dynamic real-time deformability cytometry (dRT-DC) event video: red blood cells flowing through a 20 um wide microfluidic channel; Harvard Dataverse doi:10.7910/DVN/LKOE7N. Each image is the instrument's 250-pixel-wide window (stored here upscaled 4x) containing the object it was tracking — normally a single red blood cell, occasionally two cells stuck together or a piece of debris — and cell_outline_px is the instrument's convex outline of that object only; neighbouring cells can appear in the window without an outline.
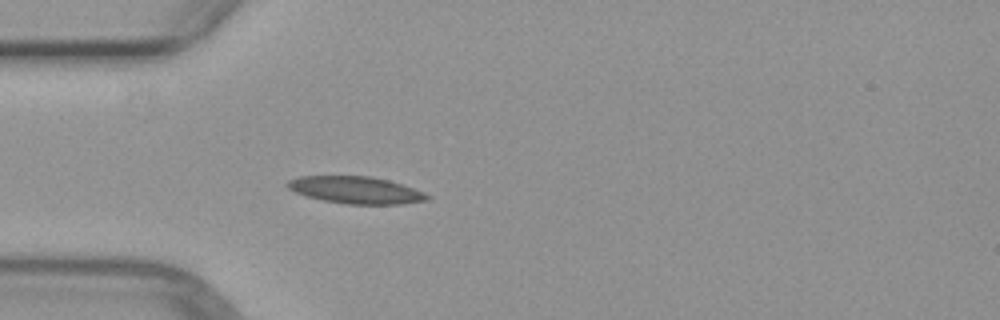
{"species": "common noctule bat (a hibernating species)", "species_latin": "Nyctalus noctula", "temperature_condition": "warm", "stored_images_in_passage": 1, "camera_frame_rate_fps": 3000, "um_per_image_px": 0.085, "animal": {"sex": "female", "body_mass_g": 29.2, "forearm_length_mm": 56.3}, "frame": {"image": 1, "passage_image": 1, "time_ms": 0.0, "image_size_px": [1000, 320], "cell_outline_px": [[432, 196], [428, 200], [400, 204], [344, 204], [324, 200], [308, 196], [296, 192], [288, 188], [284, 184], [288, 180], [300, 176], [372, 176], [388, 180], [424, 192]], "centroid_in_image_um": [30.24, 16.15], "position_along_channel_um": 54.8, "area_um2": 21.96}}